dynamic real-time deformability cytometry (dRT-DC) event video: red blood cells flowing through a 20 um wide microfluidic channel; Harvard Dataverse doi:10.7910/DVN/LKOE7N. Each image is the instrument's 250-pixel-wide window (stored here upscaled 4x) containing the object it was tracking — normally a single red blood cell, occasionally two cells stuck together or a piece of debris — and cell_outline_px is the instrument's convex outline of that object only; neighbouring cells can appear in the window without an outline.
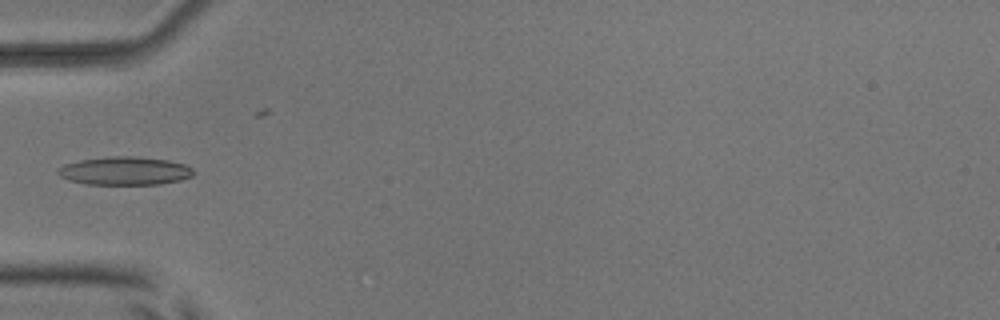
{"species": "common noctule bat (a hibernating species)", "species_latin": "Nyctalus noctula", "temperature_condition": "room temperature", "stored_images_in_passage": 6, "camera_frame_rate_fps": 3000, "um_per_image_px": 0.085, "animal": {"sex": "male", "body_mass_g": 17.9, "forearm_length_mm": 54.2}, "frame": {"image": 1, "passage_image": 5, "time_ms": 4.667, "image_size_px": [1000, 320], "cell_outline_px": [[196, 172], [192, 176], [180, 180], [160, 184], [88, 184], [68, 180], [60, 176], [56, 172], [56, 168], [64, 164], [80, 160], [108, 156], [132, 156], [168, 160], [184, 164], [192, 168]], "centroid_in_image_um": [10.59, 14.52], "position_along_channel_um": 74.4, "area_um2": 22.43}}
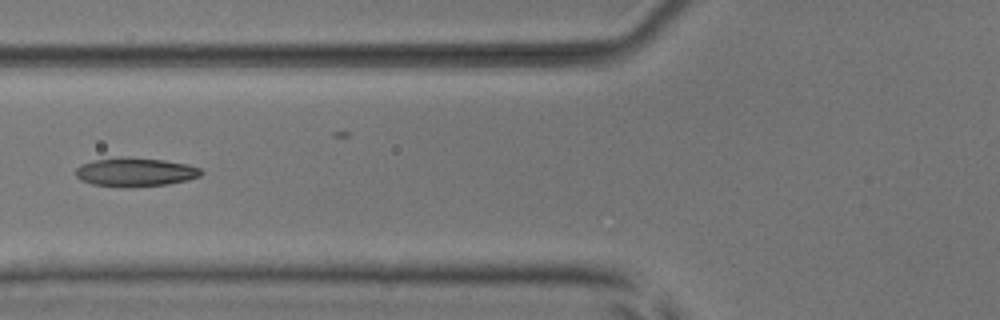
{"frame": {"image": 2, "passage_image": 6, "time_ms": 5.667, "image_size_px": [1000, 320], "cell_outline_px": [[204, 172], [200, 176], [188, 180], [168, 184], [128, 188], [124, 188], [92, 184], [80, 180], [76, 176], [76, 168], [80, 164], [92, 160], [120, 156], [128, 156], [164, 160], [188, 164], [200, 168]], "centroid_in_image_um": [11.48, 14.62], "position_along_channel_um": 114.3, "area_um2": 21.56}}